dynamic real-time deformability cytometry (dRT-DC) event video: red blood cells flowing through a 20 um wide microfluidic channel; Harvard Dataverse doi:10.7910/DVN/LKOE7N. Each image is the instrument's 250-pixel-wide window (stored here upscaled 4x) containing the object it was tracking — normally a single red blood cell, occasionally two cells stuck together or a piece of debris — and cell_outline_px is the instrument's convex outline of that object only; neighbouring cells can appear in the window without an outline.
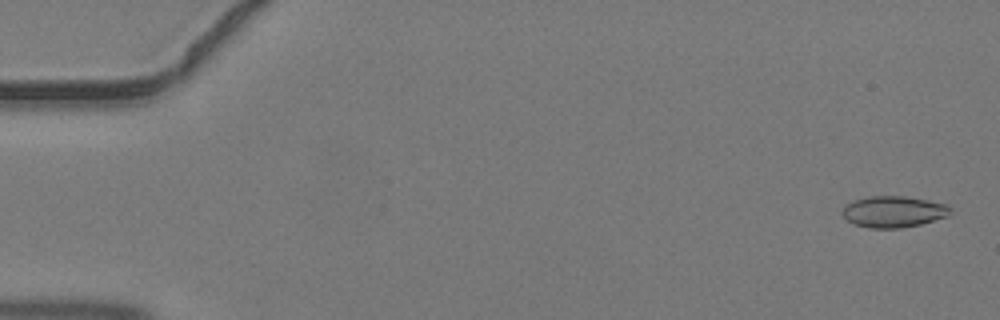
{"species": "common noctule bat (a hibernating species)", "species_latin": "Nyctalus noctula", "temperature_condition": "warm", "stored_images_in_passage": 46, "segment_of_instrument_passage": [1, 2], "camera_frame_rate_fps": 3000, "um_per_image_px": 0.085, "animal": {"sex": "male", "body_mass_g": 19.2, "forearm_length_mm": 51.8}, "frame": {"image": 1, "passage_image": 2, "time_ms": 0.333, "image_size_px": [1000, 320], "cell_outline_px": [[948, 216], [920, 224], [900, 228], [872, 228], [856, 224], [848, 220], [840, 212], [844, 204], [852, 200], [868, 196], [904, 196], [928, 200], [948, 204]], "centroid_in_image_um": [75.89, 17.98], "position_along_channel_um": 9.1, "area_um2": 19.65}}
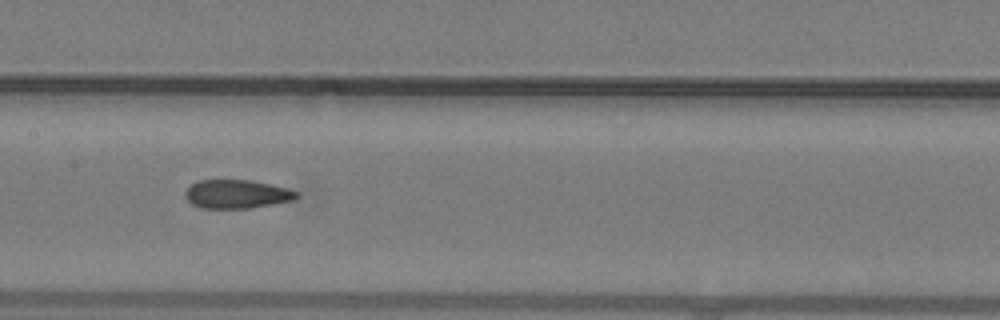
{"frame": {"image": 2, "passage_image": 23, "time_ms": 7.333, "image_size_px": [1000, 320], "cell_outline_px": [[300, 196], [292, 200], [248, 208], [200, 208], [192, 204], [184, 196], [184, 192], [196, 180], [252, 180], [272, 184], [288, 188], [300, 192]], "centroid_in_image_um": [20.13, 16.48], "position_along_channel_um": 187.3, "area_um2": 18.67}}
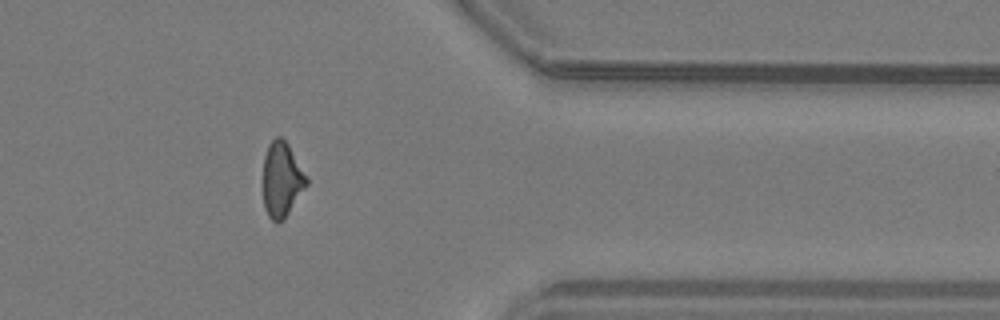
{"frame": {"image": 3, "passage_image": 37, "time_ms": 12.0, "image_size_px": [1000, 320], "cell_outline_px": [[308, 184], [288, 212], [276, 224], [268, 216], [264, 208], [264, 156], [268, 144], [276, 136], [280, 136], [288, 144], [308, 176]], "centroid_in_image_um": [23.96, 15.23], "position_along_channel_um": 387.4, "area_um2": 18.79}}